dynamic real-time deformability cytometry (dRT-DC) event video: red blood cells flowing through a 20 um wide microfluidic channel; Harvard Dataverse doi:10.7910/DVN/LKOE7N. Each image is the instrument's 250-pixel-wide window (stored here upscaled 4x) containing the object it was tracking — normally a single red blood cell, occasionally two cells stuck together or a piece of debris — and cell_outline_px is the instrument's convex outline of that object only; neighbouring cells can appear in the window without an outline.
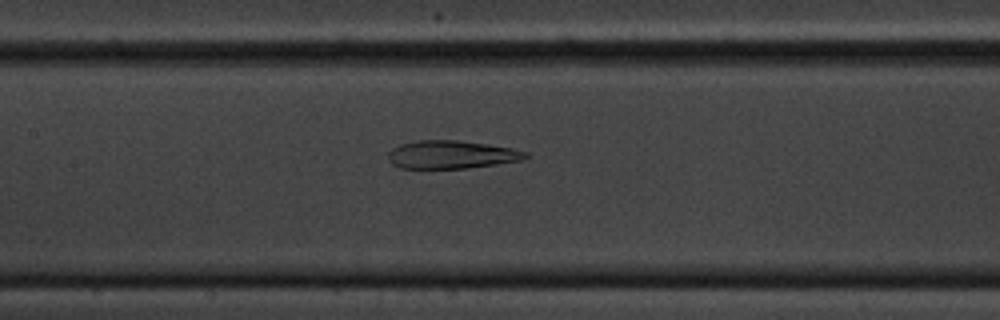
{"species": "common noctule bat (a hibernating species)", "species_latin": "Nyctalus noctula", "temperature_condition": "cold", "stored_images_in_passage": 56, "camera_frame_rate_fps": 3000, "um_per_image_px": 0.085, "animal": {"sex": "male", "body_mass_g": 20.1, "forearm_length_mm": 53.5}, "frame": {"image": 1, "passage_image": 26, "time_ms": 8.333, "image_size_px": [1000, 320], "cell_outline_px": [[528, 156], [520, 160], [496, 164], [468, 168], [400, 168], [392, 164], [388, 160], [388, 152], [392, 148], [400, 144], [416, 140], [456, 140], [488, 144], [512, 148], [528, 152]], "centroid_in_image_um": [38.34, 13.13], "position_along_channel_um": 169.1, "area_um2": 22.48}}
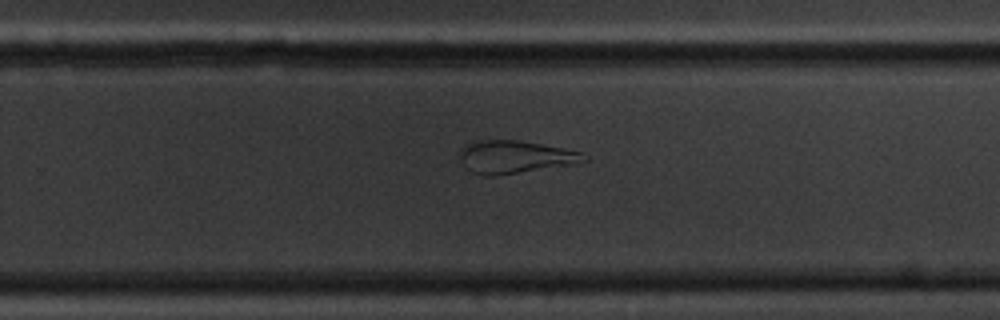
{"frame": {"image": 2, "passage_image": 36, "time_ms": 11.667, "image_size_px": [1000, 320], "cell_outline_px": [[588, 160], [572, 164], [496, 176], [484, 176], [472, 172], [460, 160], [456, 152], [460, 148], [468, 144], [480, 140], [516, 140], [564, 148], [580, 152]], "centroid_in_image_um": [43.7, 13.34], "position_along_channel_um": 286.1, "area_um2": 23.52}}
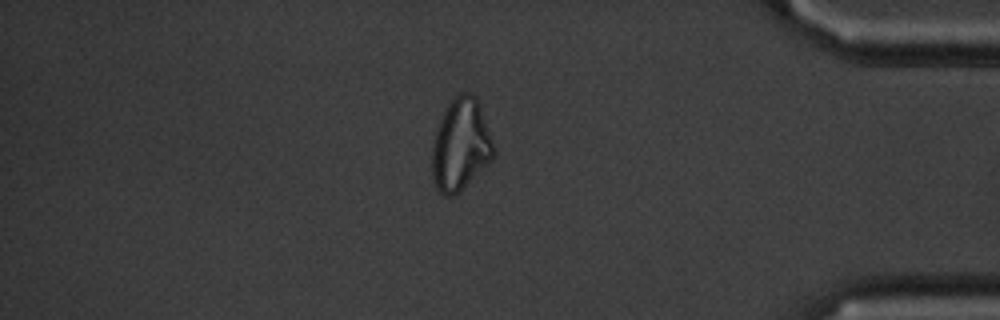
{"frame": {"image": 3, "passage_image": 48, "time_ms": 15.667, "image_size_px": [1000, 320], "cell_outline_px": [[496, 152], [492, 160], [456, 196], [444, 196], [436, 188], [432, 180], [432, 148], [436, 132], [440, 120], [448, 104], [460, 92], [468, 92], [476, 96]], "centroid_in_image_um": [39.15, 12.36], "position_along_channel_um": 396.1, "area_um2": 32.89}, "authors_computed_cell_mechanics": {"area_um2": 29.0734, "velocity_mm_per_s": 3.5271, "shape_relaxation_time_tau1_ms": null, "shape_relaxation_time_tau2_ms": 1.9431, "deformation_change_tau1": null, "deformation_change_tau2": 0.1126}}